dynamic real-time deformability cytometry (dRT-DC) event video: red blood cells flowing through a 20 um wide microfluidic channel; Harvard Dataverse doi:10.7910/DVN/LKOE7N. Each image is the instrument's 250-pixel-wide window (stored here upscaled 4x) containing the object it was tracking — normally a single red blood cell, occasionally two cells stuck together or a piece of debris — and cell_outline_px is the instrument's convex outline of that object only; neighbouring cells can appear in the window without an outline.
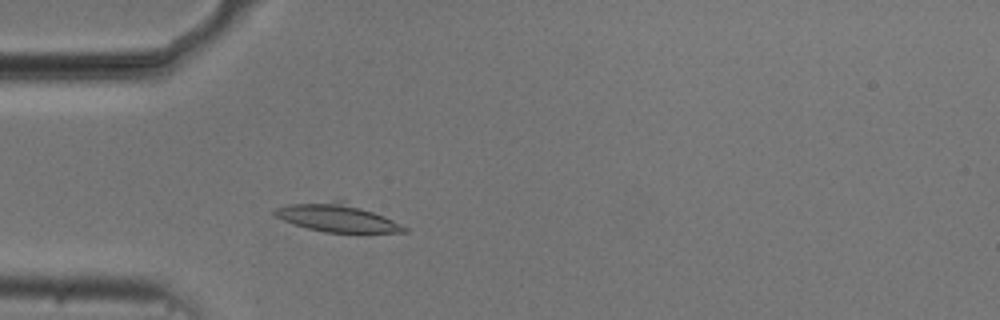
{"species": "common noctule bat (a hibernating species)", "species_latin": "Nyctalus noctula", "temperature_condition": "cold", "stored_images_in_passage": 37, "camera_frame_rate_fps": 3000, "um_per_image_px": 0.085, "animal": {"sex": "male", "body_mass_g": 20.5, "forearm_length_mm": 52.5}, "frame": {"image": 1, "passage_image": 9, "time_ms": 2.667, "image_size_px": [1000, 320], "cell_outline_px": [[408, 232], [360, 236], [324, 232], [308, 228], [284, 220], [276, 216], [272, 212], [272, 208], [288, 204], [336, 200], [344, 200], [384, 216], [408, 228]], "centroid_in_image_um": [28.75, 18.56], "position_along_channel_um": 56.3, "area_um2": 22.2}}
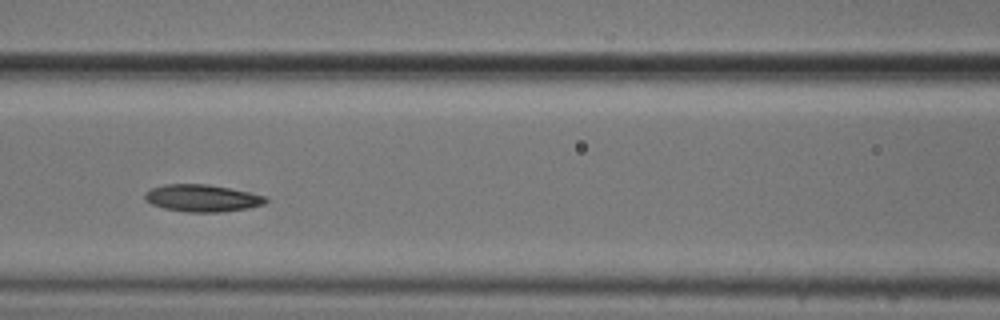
{"frame": {"image": 2, "passage_image": 17, "time_ms": 5.333, "image_size_px": [1000, 320], "cell_outline_px": [[268, 200], [264, 204], [248, 208], [224, 212], [188, 212], [164, 208], [152, 204], [144, 200], [144, 196], [152, 188], [164, 184], [208, 184], [268, 196]], "centroid_in_image_um": [17.21, 16.84], "position_along_channel_um": 149.4, "area_um2": 19.07}}
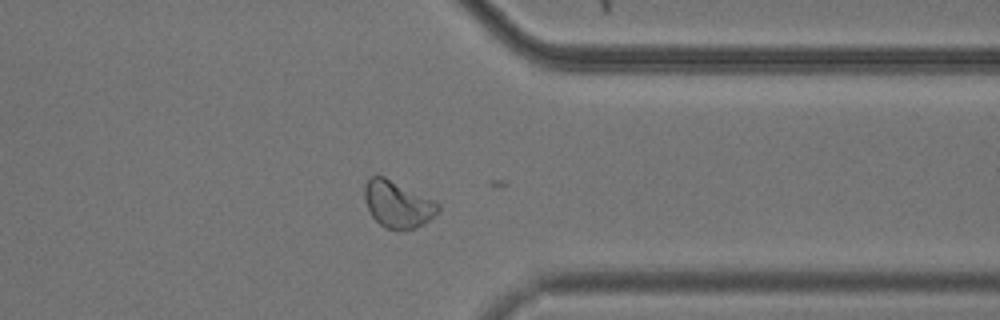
{"frame": {"image": 3, "passage_image": 36, "time_ms": 11.667, "image_size_px": [1000, 320], "cell_outline_px": [[440, 208], [424, 224], [416, 228], [396, 232], [380, 224], [372, 216], [364, 200], [364, 184], [368, 176], [384, 176], [436, 200], [440, 204]], "centroid_in_image_um": [33.79, 17.36], "position_along_channel_um": 377.6, "area_um2": 20.35}}